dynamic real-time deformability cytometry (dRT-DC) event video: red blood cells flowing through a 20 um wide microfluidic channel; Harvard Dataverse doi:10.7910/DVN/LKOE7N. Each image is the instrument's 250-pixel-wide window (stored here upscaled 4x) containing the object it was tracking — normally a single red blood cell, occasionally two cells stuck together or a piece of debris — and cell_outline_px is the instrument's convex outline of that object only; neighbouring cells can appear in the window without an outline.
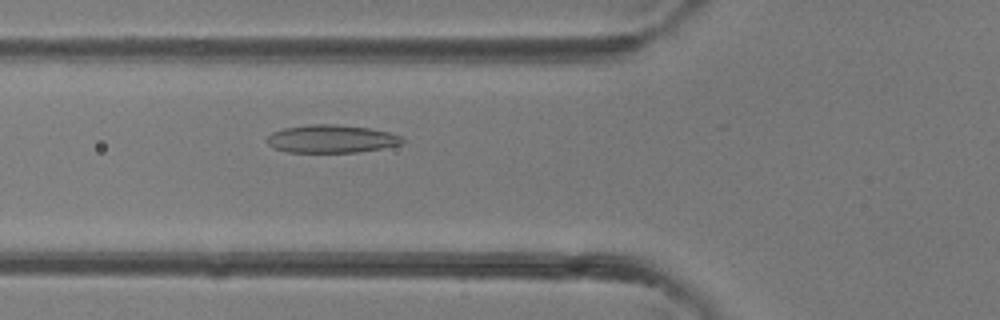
{"species": "common noctule bat (a hibernating species)", "species_latin": "Nyctalus noctula", "temperature_condition": "room temperature", "stored_images_in_passage": 28, "camera_frame_rate_fps": 3000, "um_per_image_px": 0.085, "animal": {"sex": "female"}, "frame": {"image": 1, "passage_image": 3, "time_ms": 0.667, "image_size_px": [1000, 320], "cell_outline_px": [[404, 144], [356, 152], [288, 152], [272, 148], [264, 140], [272, 132], [284, 128], [308, 124], [336, 124], [368, 128], [388, 132], [404, 136]], "centroid_in_image_um": [28.15, 11.8], "position_along_channel_um": 97.7, "area_um2": 22.2}}
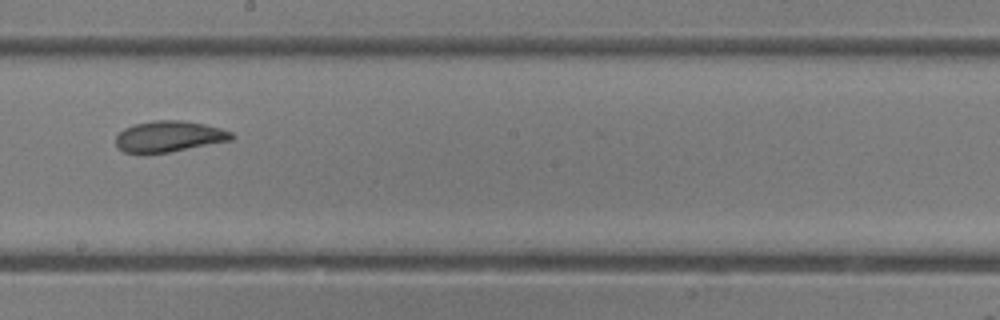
{"frame": {"image": 2, "passage_image": 11, "time_ms": 3.333, "image_size_px": [1000, 320], "cell_outline_px": [[236, 136], [232, 140], [168, 152], [124, 152], [116, 144], [116, 136], [124, 128], [132, 124], [152, 120], [184, 120], [204, 124], [220, 128], [232, 132]], "centroid_in_image_um": [14.39, 11.57], "position_along_channel_um": 233.8, "area_um2": 20.75}}
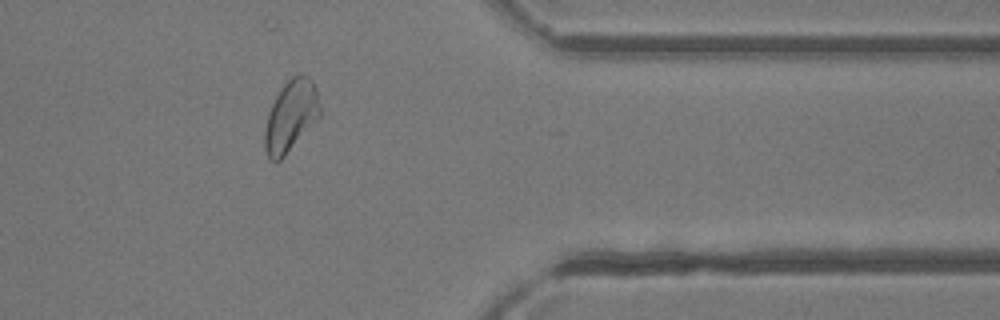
{"frame": {"image": 3, "passage_image": 21, "time_ms": 6.667, "image_size_px": [1000, 320], "cell_outline_px": [[320, 116], [284, 156], [280, 160], [272, 160], [268, 156], [264, 148], [264, 132], [268, 112], [276, 96], [284, 84], [292, 76], [308, 76], [312, 80], [316, 88], [320, 108]], "centroid_in_image_um": [24.71, 9.85], "position_along_channel_um": 386.7, "area_um2": 22.48}}